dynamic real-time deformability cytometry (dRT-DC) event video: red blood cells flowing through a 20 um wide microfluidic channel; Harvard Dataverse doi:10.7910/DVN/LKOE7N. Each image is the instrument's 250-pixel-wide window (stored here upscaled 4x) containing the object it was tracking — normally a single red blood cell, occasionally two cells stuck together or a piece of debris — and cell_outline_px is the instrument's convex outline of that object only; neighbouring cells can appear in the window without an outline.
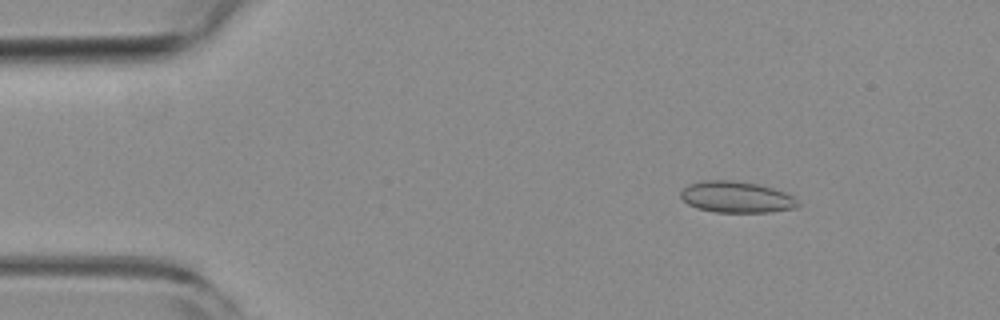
{"species": "common noctule bat (a hibernating species)", "species_latin": "Nyctalus noctula", "temperature_condition": "room temperature", "stored_images_in_passage": 53, "camera_frame_rate_fps": 3000, "um_per_image_px": 0.085, "animal": {"sex": "female", "body_mass_g": 19.3, "forearm_length_mm": 54.1}, "frame": {"image": 1, "passage_image": 7, "time_ms": 2.0, "image_size_px": [1000, 320], "cell_outline_px": [[800, 204], [796, 208], [772, 212], [712, 212], [696, 208], [688, 204], [680, 196], [680, 192], [688, 184], [704, 180], [732, 180], [756, 184], [772, 188], [784, 192], [792, 196]], "centroid_in_image_um": [62.57, 16.76], "position_along_channel_um": 22.4, "area_um2": 21.39}}
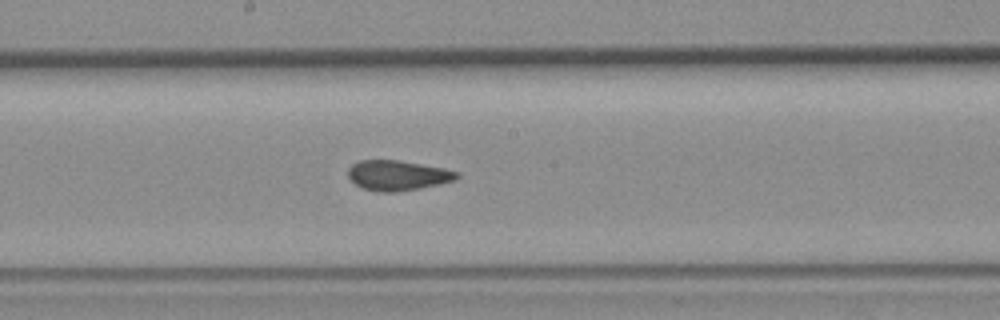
{"frame": {"image": 2, "passage_image": 28, "time_ms": 9.0, "image_size_px": [1000, 320], "cell_outline_px": [[460, 176], [456, 180], [440, 184], [420, 188], [396, 192], [380, 192], [364, 188], [348, 180], [348, 168], [352, 164], [360, 160], [396, 160], [444, 168], [460, 172]], "centroid_in_image_um": [33.81, 14.91], "position_along_channel_um": 214.4, "area_um2": 19.13}}
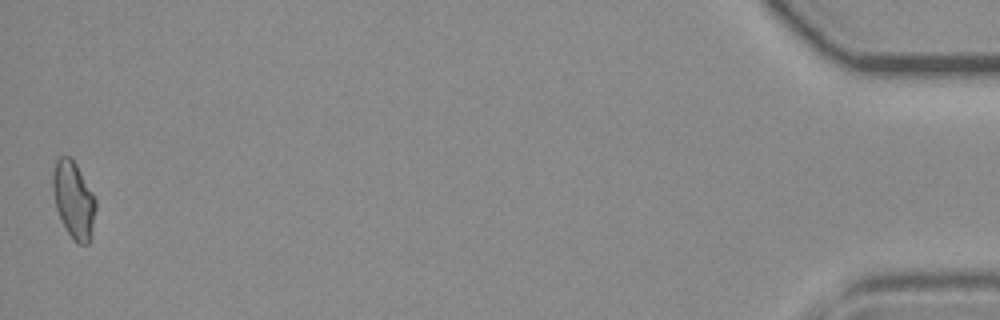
{"frame": {"image": 3, "passage_image": 53, "time_ms": 17.333, "image_size_px": [1000, 320], "cell_outline_px": [[96, 208], [88, 244], [80, 244], [68, 232], [56, 208], [52, 188], [52, 172], [56, 160], [60, 156], [68, 156], [76, 164], [92, 192], [96, 200]], "centroid_in_image_um": [6.24, 16.93], "position_along_channel_um": 429.0, "area_um2": 18.73}, "authors_computed_cell_mechanics": {"area_um2": 19.363, "velocity_mm_per_s": 3.7954, "shape_relaxation_time_tau1_ms": null, "shape_relaxation_time_tau2_ms": 1.276, "deformation_change_tau1": null, "deformation_change_tau2": 0.057}}